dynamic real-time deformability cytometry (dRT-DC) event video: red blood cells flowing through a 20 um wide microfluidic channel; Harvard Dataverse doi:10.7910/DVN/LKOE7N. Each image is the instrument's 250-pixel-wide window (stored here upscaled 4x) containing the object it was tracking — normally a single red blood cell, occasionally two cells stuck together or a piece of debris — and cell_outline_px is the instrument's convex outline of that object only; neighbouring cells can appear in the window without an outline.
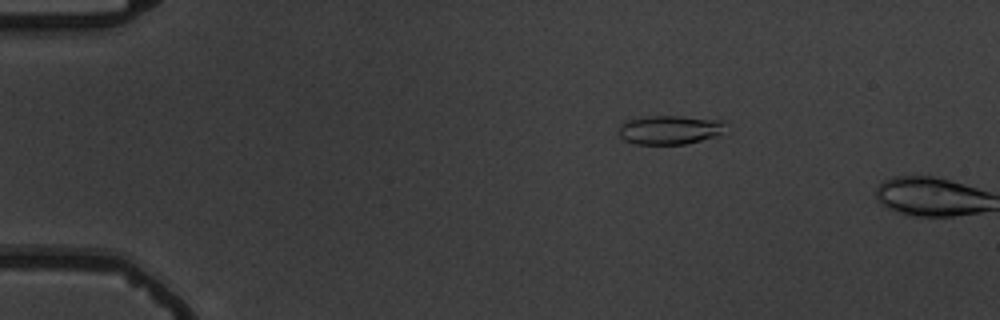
{"species": "common noctule bat (a hibernating species)", "species_latin": "Nyctalus noctula", "temperature_condition": "warm", "stored_images_in_passage": 4, "camera_frame_rate_fps": 3000, "um_per_image_px": 0.085, "animal": {"sex": "male", "body_mass_g": 19.5, "forearm_length_mm": 54.6}, "frame": {"image": 1, "passage_image": 3, "time_ms": 2.333, "image_size_px": [1000, 320], "cell_outline_px": [[724, 120], [720, 132], [716, 136], [684, 144], [636, 144], [624, 140], [620, 136], [620, 124], [628, 120], [652, 116], [680, 116]], "centroid_in_image_um": [56.89, 11.03], "position_along_channel_um": 28.1, "area_um2": 17.63}}